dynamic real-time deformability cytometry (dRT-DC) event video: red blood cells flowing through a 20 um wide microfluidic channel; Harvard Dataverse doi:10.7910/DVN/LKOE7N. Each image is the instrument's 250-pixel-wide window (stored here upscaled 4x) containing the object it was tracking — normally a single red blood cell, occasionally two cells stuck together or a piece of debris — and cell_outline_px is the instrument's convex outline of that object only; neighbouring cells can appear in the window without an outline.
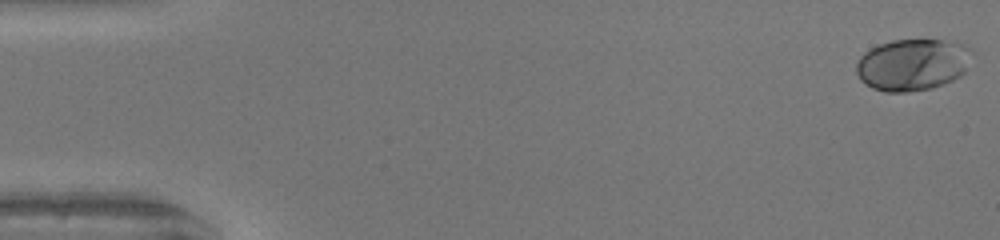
{"species": "human", "species_latin": "Homo sapiens", "temperature_condition": "warm", "stored_images_in_passage": 50, "camera_frame_rate_fps": 3000, "um_per_image_px": 0.085, "donor": {"sex": "female"}, "frame": {"image": 1, "passage_image": 1, "time_ms": 0.0, "image_size_px": [1000, 240], "cell_outline_px": [[972, 52], [964, 72], [960, 76], [944, 84], [932, 88], [908, 92], [884, 92], [872, 88], [864, 84], [860, 80], [856, 72], [856, 64], [860, 56], [864, 52], [880, 44], [892, 40], [956, 40], [968, 44], [972, 48]], "centroid_in_image_um": [77.58, 5.49], "position_along_channel_um": 7.4, "area_um2": 35.37}}
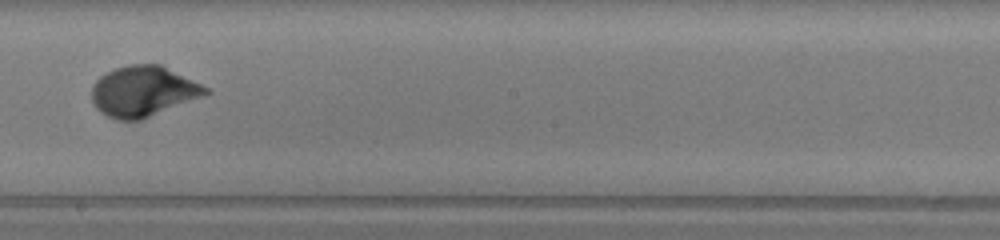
{"frame": {"image": 2, "passage_image": 29, "time_ms": 9.333, "image_size_px": [1000, 240], "cell_outline_px": [[212, 92], [140, 120], [116, 120], [100, 112], [96, 108], [92, 100], [92, 84], [100, 76], [116, 68], [128, 64], [160, 64], [208, 88]], "centroid_in_image_um": [12.13, 7.76], "position_along_channel_um": 236.1, "area_um2": 33.12}}
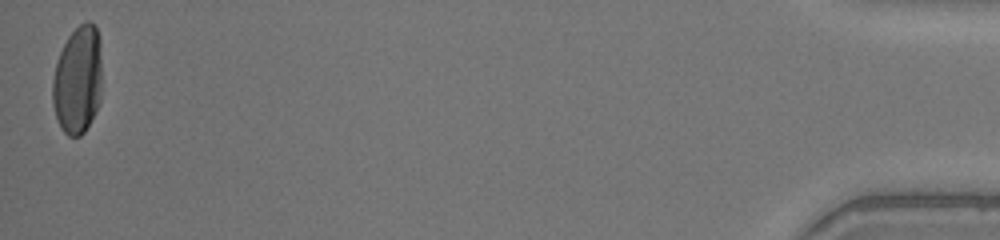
{"frame": {"image": 3, "passage_image": 50, "time_ms": 16.333, "image_size_px": [1000, 240], "cell_outline_px": [[100, 100], [84, 132], [80, 136], [68, 136], [64, 132], [56, 116], [52, 104], [52, 80], [56, 64], [60, 52], [68, 36], [84, 20], [88, 20], [96, 24], [100, 40]], "centroid_in_image_um": [6.6, 6.75], "position_along_channel_um": 428.6, "area_um2": 30.98}, "authors_computed_cell_mechanics": {"area_um2": 31.4143, "velocity_mm_per_s": 4.139, "shape_relaxation_time_tau1_ms": 3.5723, "shape_relaxation_time_tau2_ms": null, "deformation_change_tau1": 0.1907, "deformation_change_tau2": null}}